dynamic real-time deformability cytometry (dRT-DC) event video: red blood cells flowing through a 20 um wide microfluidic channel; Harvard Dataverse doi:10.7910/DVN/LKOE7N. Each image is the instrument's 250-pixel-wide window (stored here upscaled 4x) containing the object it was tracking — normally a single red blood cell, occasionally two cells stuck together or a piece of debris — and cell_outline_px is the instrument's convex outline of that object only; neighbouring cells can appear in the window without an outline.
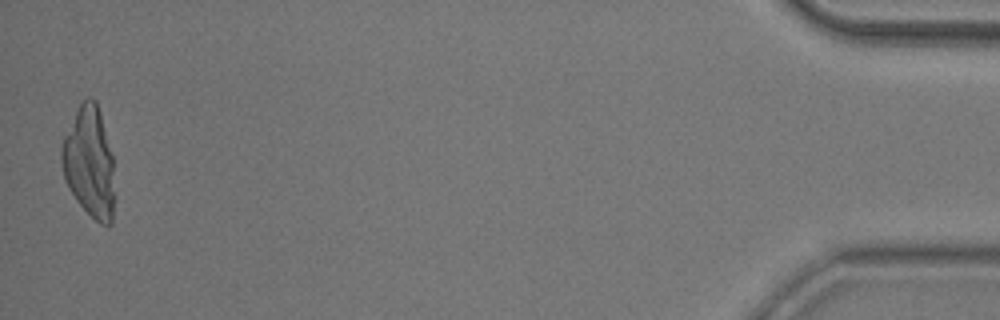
{"species": "common noctule bat (a hibernating species)", "species_latin": "Nyctalus noctula", "temperature_condition": "room temperature", "stored_images_in_passage": 53, "camera_frame_rate_fps": 3000, "um_per_image_px": 0.085, "animal": {"sex": "male", "body_mass_g": 20.5, "forearm_length_mm": 52.5}, "frame": {"image": 1, "passage_image": 52, "time_ms": 17.0, "image_size_px": [1000, 320], "cell_outline_px": [[112, 224], [108, 228], [100, 224], [76, 200], [68, 188], [64, 180], [60, 160], [60, 148], [64, 136], [80, 104], [88, 96], [92, 96], [96, 100], [100, 112], [112, 156]], "centroid_in_image_um": [7.55, 13.78], "position_along_channel_um": 427.6, "area_um2": 33.76}}